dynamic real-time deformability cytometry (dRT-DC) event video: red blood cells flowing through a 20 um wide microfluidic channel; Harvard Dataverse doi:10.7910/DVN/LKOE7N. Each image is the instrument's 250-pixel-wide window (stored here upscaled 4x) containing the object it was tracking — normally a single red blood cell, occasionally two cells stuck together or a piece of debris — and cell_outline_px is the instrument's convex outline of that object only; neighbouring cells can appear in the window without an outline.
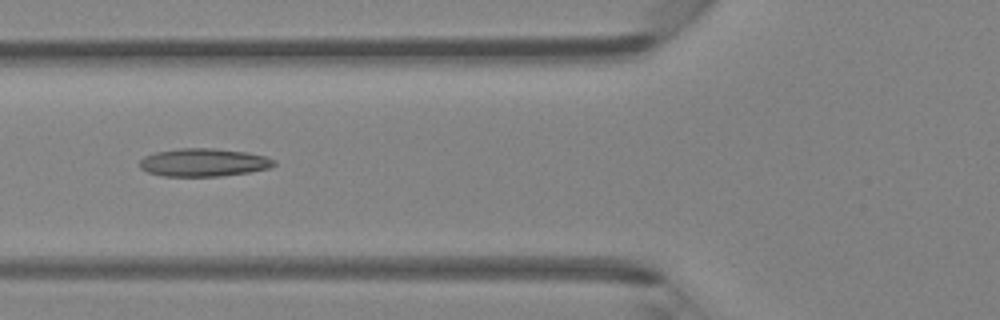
{"species": "Egyptian fruit bat (a non-hibernating species)", "species_latin": "Rousettus aegyptiacus", "temperature_condition": "room temperature", "stored_images_in_passage": 5, "camera_frame_rate_fps": 3000, "um_per_image_px": 0.085, "animal": {"sex": "female"}, "frame": {"image": 1, "passage_image": 5, "time_ms": 5.333, "image_size_px": [1000, 320], "cell_outline_px": [[276, 164], [272, 168], [248, 172], [220, 176], [160, 176], [148, 172], [140, 168], [140, 160], [144, 156], [156, 152], [180, 148], [212, 148], [248, 152], [264, 156], [276, 160]], "centroid_in_image_um": [17.32, 13.81], "position_along_channel_um": 108.5, "area_um2": 22.02}}